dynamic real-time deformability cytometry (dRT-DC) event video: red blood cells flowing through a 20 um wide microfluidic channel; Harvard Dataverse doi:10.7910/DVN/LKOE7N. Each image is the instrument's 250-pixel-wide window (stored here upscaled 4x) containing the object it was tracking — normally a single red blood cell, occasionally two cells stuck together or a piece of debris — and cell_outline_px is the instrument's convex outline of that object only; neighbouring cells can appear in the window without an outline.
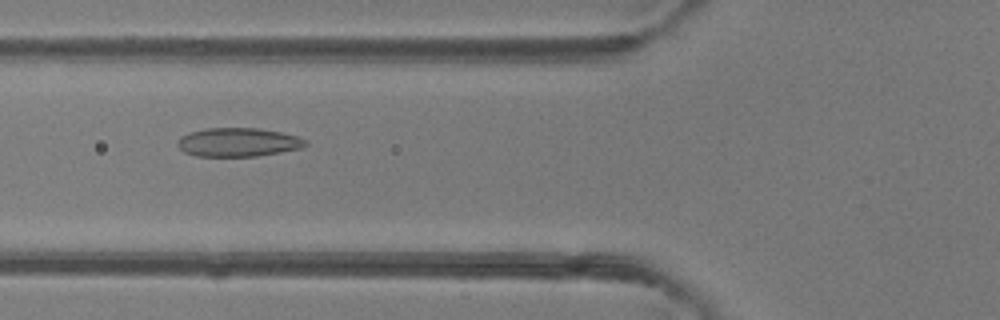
{"species": "common noctule bat (a hibernating species)", "species_latin": "Nyctalus noctula", "temperature_condition": "room temperature", "stored_images_in_passage": 26, "camera_frame_rate_fps": 3000, "um_per_image_px": 0.085, "animal": {"sex": "female"}, "frame": {"image": 1, "passage_image": 3, "time_ms": 0.667, "image_size_px": [1000, 320], "cell_outline_px": [[308, 144], [300, 148], [280, 152], [256, 156], [196, 156], [184, 152], [176, 144], [176, 140], [180, 136], [188, 132], [204, 128], [260, 128], [280, 132], [296, 136], [308, 140]], "centroid_in_image_um": [20.2, 12.08], "position_along_channel_um": 105.6, "area_um2": 21.56}}
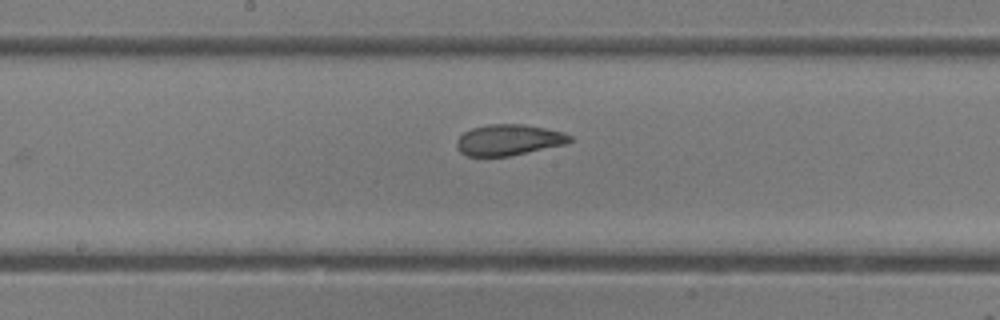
{"frame": {"image": 2, "passage_image": 10, "time_ms": 3.0, "image_size_px": [1000, 320], "cell_outline_px": [[572, 140], [568, 144], [512, 156], [468, 156], [460, 152], [456, 148], [456, 140], [464, 132], [472, 128], [488, 124], [524, 124], [564, 132], [572, 136]], "centroid_in_image_um": [43.26, 11.9], "position_along_channel_um": 204.9, "area_um2": 20.69}}
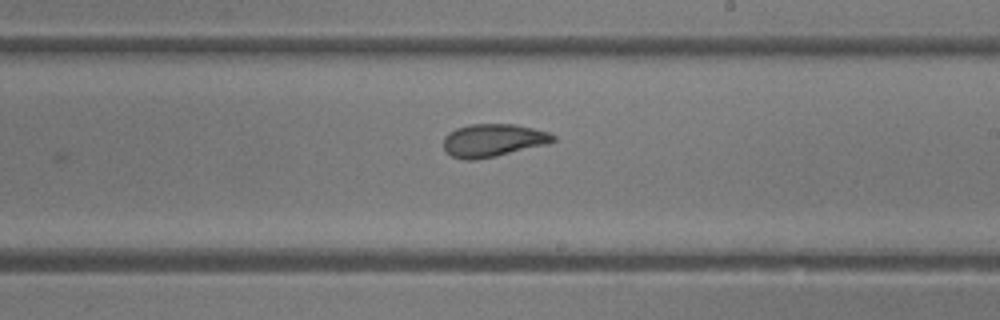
{"frame": {"image": 3, "passage_image": 13, "time_ms": 4.0, "image_size_px": [1000, 320], "cell_outline_px": [[556, 140], [548, 144], [496, 156], [476, 160], [464, 160], [452, 156], [444, 152], [444, 136], [448, 132], [456, 128], [468, 124], [516, 124], [548, 132], [556, 136]], "centroid_in_image_um": [41.89, 11.93], "position_along_channel_um": 247.1, "area_um2": 21.21}}